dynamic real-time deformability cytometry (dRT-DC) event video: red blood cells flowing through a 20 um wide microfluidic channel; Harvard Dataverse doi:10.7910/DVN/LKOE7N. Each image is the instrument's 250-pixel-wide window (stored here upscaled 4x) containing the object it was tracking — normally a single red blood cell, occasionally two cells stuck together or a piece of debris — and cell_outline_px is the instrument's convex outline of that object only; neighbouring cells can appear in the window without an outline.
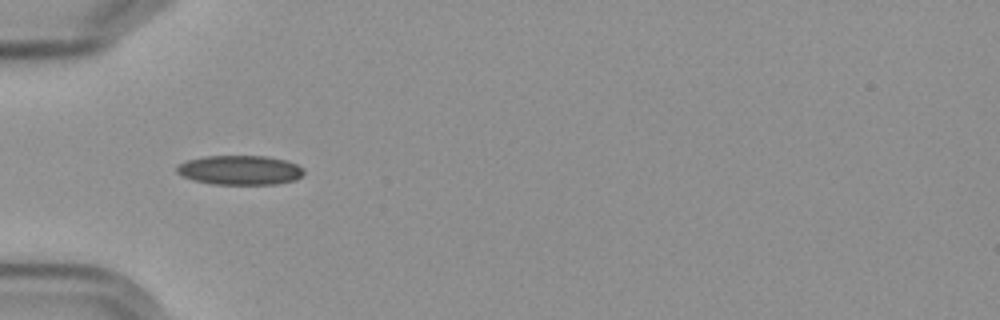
{"species": "Egyptian fruit bat (a non-hibernating species)", "species_latin": "Rousettus aegyptiacus", "temperature_condition": "cold", "stored_images_in_passage": 7, "camera_frame_rate_fps": 3000, "um_per_image_px": 0.085, "frame": {"image": 1, "passage_image": 6, "time_ms": 6.0, "image_size_px": [1000, 320], "cell_outline_px": [[304, 172], [296, 180], [276, 184], [212, 184], [196, 180], [184, 176], [176, 172], [176, 168], [180, 164], [188, 160], [204, 156], [264, 156], [284, 160], [296, 164], [304, 168]], "centroid_in_image_um": [20.42, 14.46], "position_along_channel_um": 64.6, "area_um2": 21.56}}
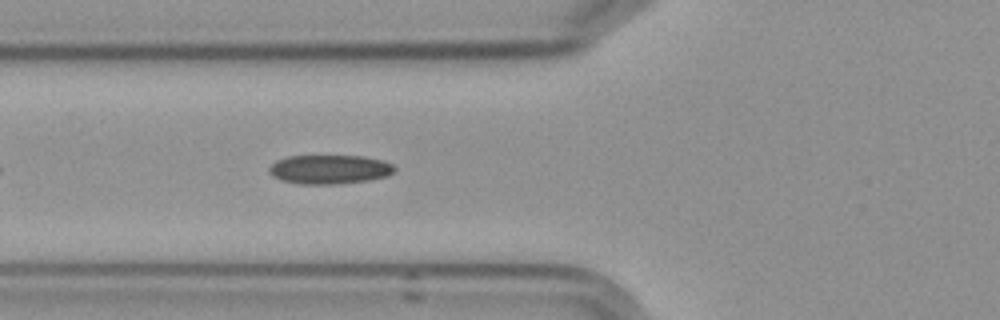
{"frame": {"image": 2, "passage_image": 7, "time_ms": 7.0, "image_size_px": [1000, 320], "cell_outline_px": [[396, 168], [388, 176], [368, 180], [336, 184], [300, 184], [284, 180], [272, 176], [268, 172], [268, 168], [276, 160], [288, 156], [364, 156], [380, 160], [392, 164]], "centroid_in_image_um": [27.99, 14.39], "position_along_channel_um": 97.8, "area_um2": 21.15}}